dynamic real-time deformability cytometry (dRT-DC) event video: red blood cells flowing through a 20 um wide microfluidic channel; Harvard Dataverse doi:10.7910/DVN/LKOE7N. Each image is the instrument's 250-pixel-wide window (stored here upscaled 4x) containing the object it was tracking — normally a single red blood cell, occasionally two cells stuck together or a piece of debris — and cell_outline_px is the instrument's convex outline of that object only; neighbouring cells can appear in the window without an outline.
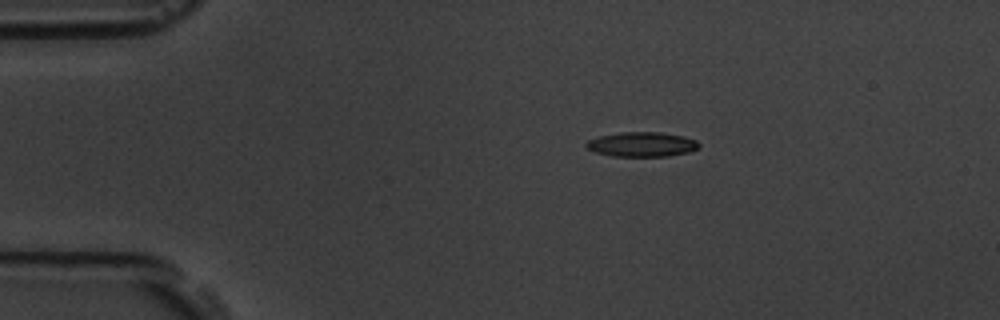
{"species": "common noctule bat (a hibernating species)", "species_latin": "Nyctalus noctula", "temperature_condition": "room temperature", "stored_images_in_passage": 5, "camera_frame_rate_fps": 3000, "um_per_image_px": 0.085, "animal": {"sex": "male", "body_mass_g": 19.5, "forearm_length_mm": 54.6}, "frame": {"image": 1, "passage_image": 3, "time_ms": 2.0, "image_size_px": [1000, 320], "cell_outline_px": [[700, 148], [688, 152], [668, 156], [612, 156], [596, 152], [588, 148], [584, 144], [588, 140], [600, 136], [620, 132], [660, 132], [684, 136], [696, 140], [700, 144]], "centroid_in_image_um": [54.58, 12.27], "position_along_channel_um": 30.4, "area_um2": 16.18}}
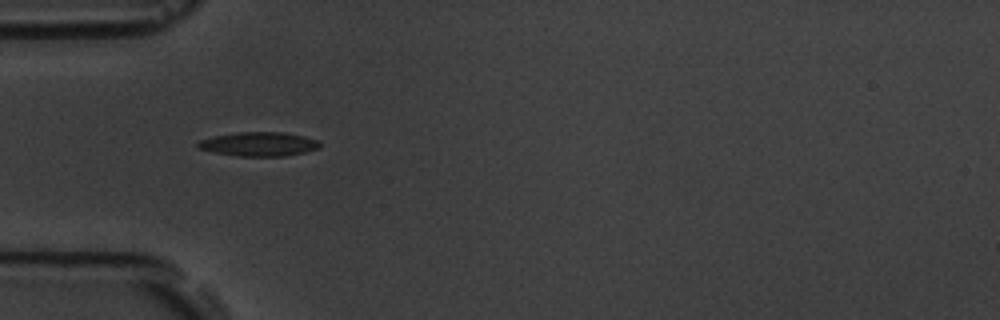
{"frame": {"image": 2, "passage_image": 5, "time_ms": 4.333, "image_size_px": [1000, 320], "cell_outline_px": [[320, 148], [304, 152], [284, 156], [240, 156], [212, 152], [196, 148], [196, 144], [200, 140], [212, 136], [236, 132], [284, 132], [304, 136], [316, 140], [320, 144]], "centroid_in_image_um": [21.96, 12.24], "position_along_channel_um": 63.0, "area_um2": 17.17}}